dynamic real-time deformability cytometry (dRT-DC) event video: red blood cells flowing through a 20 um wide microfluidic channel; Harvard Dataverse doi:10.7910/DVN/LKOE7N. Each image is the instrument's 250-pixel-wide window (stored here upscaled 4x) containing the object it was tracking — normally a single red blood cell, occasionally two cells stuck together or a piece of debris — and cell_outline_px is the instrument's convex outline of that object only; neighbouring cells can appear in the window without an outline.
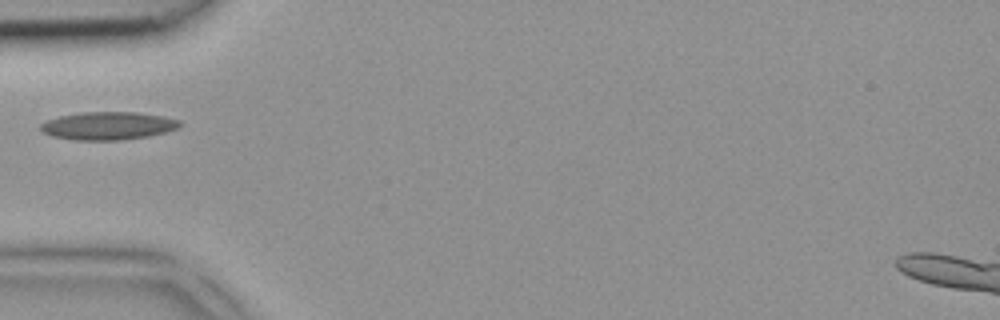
{"species": "common noctule bat (a hibernating species)", "species_latin": "Nyctalus noctula", "temperature_condition": "room temperature", "stored_images_in_passage": 4, "camera_frame_rate_fps": 3000, "um_per_image_px": 0.085, "animal": {"sex": "female", "body_mass_g": 18.4}, "frame": {"image": 1, "passage_image": 4, "time_ms": 1.0, "image_size_px": [1000, 320], "cell_outline_px": [[180, 128], [148, 136], [120, 140], [76, 140], [52, 136], [44, 132], [40, 128], [40, 124], [48, 120], [60, 116], [80, 112], [136, 112], [164, 116], [180, 120]], "centroid_in_image_um": [9.2, 10.69], "position_along_channel_um": 75.8, "area_um2": 22.6}}